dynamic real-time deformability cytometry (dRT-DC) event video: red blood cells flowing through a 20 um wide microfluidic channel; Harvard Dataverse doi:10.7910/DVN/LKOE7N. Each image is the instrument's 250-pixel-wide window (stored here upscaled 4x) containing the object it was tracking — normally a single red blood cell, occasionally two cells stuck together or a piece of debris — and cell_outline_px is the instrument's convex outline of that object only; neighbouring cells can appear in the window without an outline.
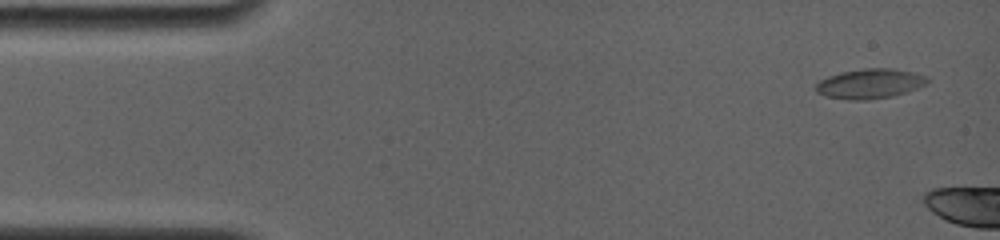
{"species": "common noctule bat (a hibernating species)", "species_latin": "Nyctalus noctula", "temperature_condition": "room temperature", "stored_images_in_passage": 6, "camera_frame_rate_fps": 4000, "um_per_image_px": 0.085, "animal": {"sex": "female", "body_mass_g": 19.0, "forearm_length_mm": 56.7}, "frame": {"image": 1, "passage_image": 1, "time_ms": 0.0, "image_size_px": [1000, 240], "cell_outline_px": [[928, 80], [924, 84], [916, 88], [892, 96], [864, 100], [848, 100], [824, 96], [816, 92], [816, 84], [820, 80], [828, 76], [840, 72], [864, 68], [892, 68], [912, 72], [924, 76]], "centroid_in_image_um": [73.86, 7.11], "position_along_channel_um": 11.1, "area_um2": 19.13}}
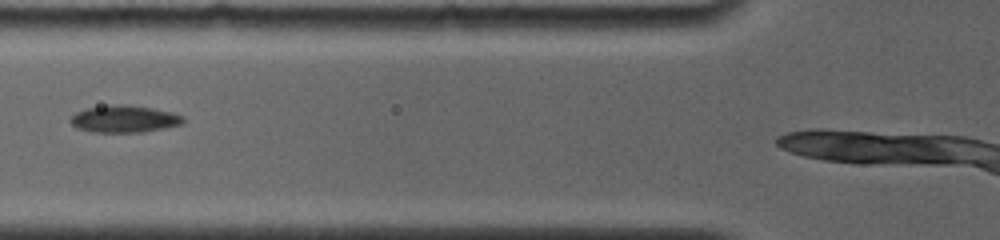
{"frame": {"image": 2, "passage_image": 6, "time_ms": 5.5, "image_size_px": [1000, 240], "cell_outline_px": [[184, 120], [180, 124], [164, 128], [140, 132], [92, 132], [76, 128], [68, 120], [76, 112], [88, 108], [112, 104], [124, 104], [152, 108], [184, 116]], "centroid_in_image_um": [10.51, 10.11], "position_along_channel_um": 115.3, "area_um2": 17.63}}